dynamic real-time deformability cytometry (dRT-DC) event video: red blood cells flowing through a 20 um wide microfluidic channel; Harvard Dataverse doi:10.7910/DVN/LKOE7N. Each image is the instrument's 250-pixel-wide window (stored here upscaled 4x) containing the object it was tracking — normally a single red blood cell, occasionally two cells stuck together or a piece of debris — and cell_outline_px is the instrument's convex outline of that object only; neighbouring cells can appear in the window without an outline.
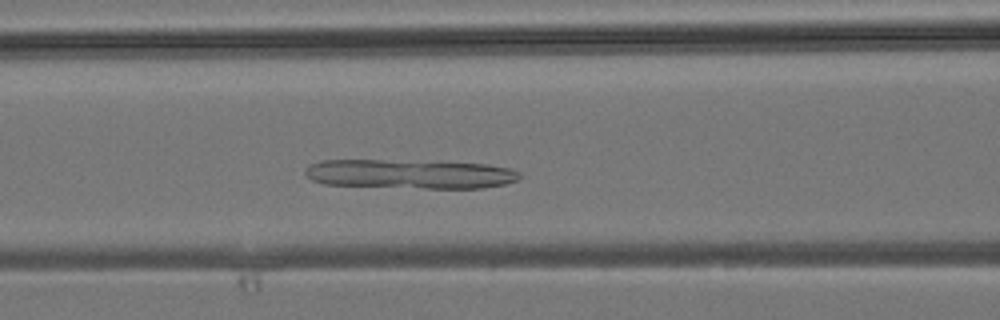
{"species": "common noctule bat (a hibernating species)", "species_latin": "Nyctalus noctula", "temperature_condition": "room temperature", "stored_images_in_passage": 35, "camera_frame_rate_fps": 3000, "um_per_image_px": 0.085, "animal": {"sex": "male", "body_mass_g": 19.2, "forearm_length_mm": 51.8}, "frame": {"image": 1, "passage_image": 11, "time_ms": 3.333, "image_size_px": [1000, 320], "cell_outline_px": [[520, 176], [516, 180], [504, 184], [480, 188], [424, 188], [324, 184], [312, 180], [304, 172], [308, 164], [320, 160], [384, 160], [488, 164], [512, 168], [520, 172]], "centroid_in_image_um": [34.82, 14.79], "position_along_channel_um": 131.8, "area_um2": 36.36}}
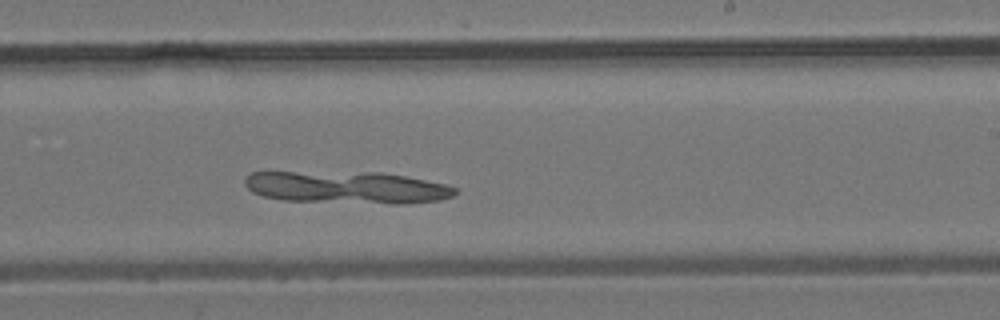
{"frame": {"image": 2, "passage_image": 19, "time_ms": 6.0, "image_size_px": [1000, 320], "cell_outline_px": [[456, 192], [452, 196], [440, 200], [412, 204], [392, 204], [280, 200], [264, 196], [252, 192], [244, 184], [244, 180], [252, 172], [380, 172], [404, 176], [444, 184], [456, 188]], "centroid_in_image_um": [29.49, 15.94], "position_along_channel_um": 259.5, "area_um2": 39.59}}
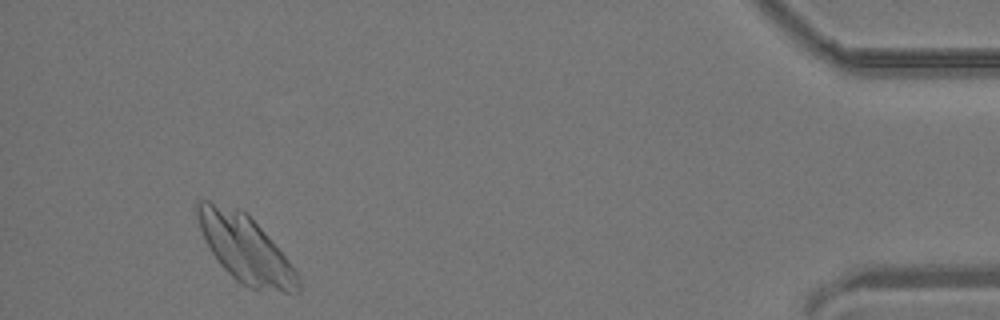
{"frame": {"image": 3, "passage_image": 33, "time_ms": 10.667, "image_size_px": [1000, 320], "cell_outline_px": [[300, 292], [284, 292], [248, 288], [240, 284], [220, 264], [212, 252], [200, 228], [196, 216], [196, 200], [208, 200], [244, 212], [264, 232], [284, 256], [296, 272], [300, 280]], "centroid_in_image_um": [20.83, 21.17], "position_along_channel_um": 414.4, "area_um2": 38.32}}